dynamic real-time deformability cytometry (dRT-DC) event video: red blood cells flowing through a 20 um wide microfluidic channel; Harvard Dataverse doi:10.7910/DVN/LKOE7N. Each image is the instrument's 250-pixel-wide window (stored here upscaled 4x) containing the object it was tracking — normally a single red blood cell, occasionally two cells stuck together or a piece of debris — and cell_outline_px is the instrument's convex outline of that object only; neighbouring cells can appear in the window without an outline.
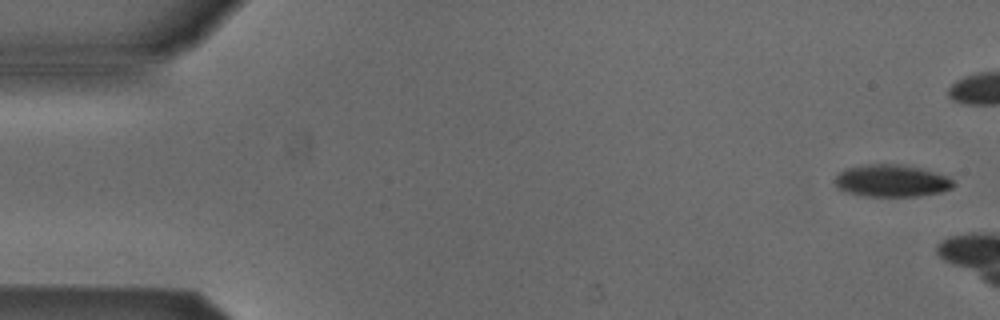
{"species": "Egyptian fruit bat (a non-hibernating species)", "species_latin": "Rousettus aegyptiacus", "temperature_condition": "cold", "stored_images_in_passage": 4, "camera_frame_rate_fps": 3000, "um_per_image_px": 0.085, "animal": {"sex": "male"}, "frame": {"image": 1, "passage_image": 1, "time_ms": 0.0, "image_size_px": [1000, 320], "cell_outline_px": [[956, 184], [952, 188], [940, 192], [920, 196], [864, 196], [848, 192], [836, 188], [836, 176], [840, 172], [848, 168], [868, 164], [896, 164], [920, 168], [948, 176]], "centroid_in_image_um": [75.81, 15.37], "position_along_channel_um": 9.2, "area_um2": 22.08}}